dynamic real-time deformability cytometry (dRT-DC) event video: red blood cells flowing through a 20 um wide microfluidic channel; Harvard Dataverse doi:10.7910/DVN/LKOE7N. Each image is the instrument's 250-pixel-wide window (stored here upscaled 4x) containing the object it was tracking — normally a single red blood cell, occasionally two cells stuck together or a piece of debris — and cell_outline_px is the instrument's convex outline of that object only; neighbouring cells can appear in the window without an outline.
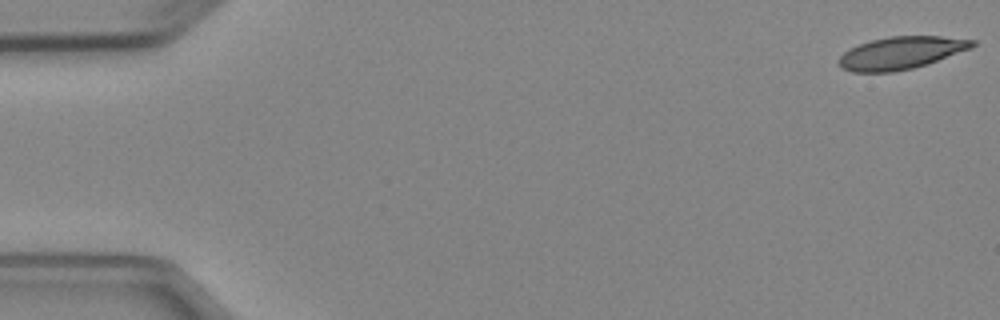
{"species": "Egyptian fruit bat (a non-hibernating species)", "species_latin": "Rousettus aegyptiacus", "temperature_condition": "cold", "stored_images_in_passage": 4, "camera_frame_rate_fps": 3000, "um_per_image_px": 0.085, "animal": {"sex": "female"}, "frame": {"image": 1, "passage_image": 1, "time_ms": 0.0, "image_size_px": [1000, 320], "cell_outline_px": [[976, 44], [972, 48], [928, 64], [912, 68], [892, 72], [852, 72], [840, 68], [836, 64], [836, 60], [844, 52], [860, 44], [872, 40], [888, 36], [940, 36], [976, 40]], "centroid_in_image_um": [76.57, 4.5], "position_along_channel_um": 8.4, "area_um2": 25.43}}
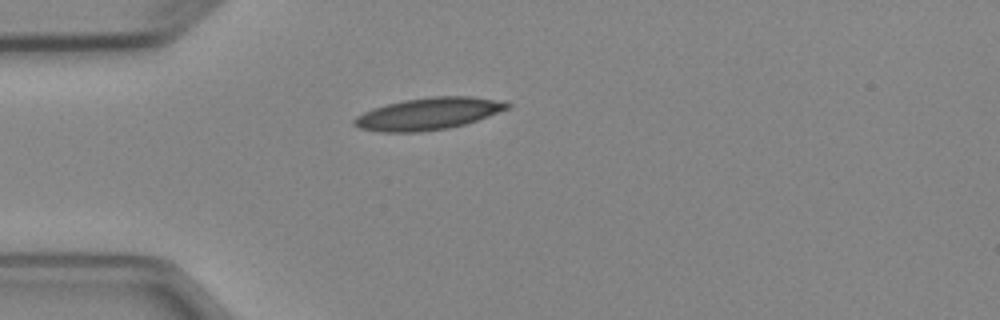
{"frame": {"image": 2, "passage_image": 4, "time_ms": 4.333, "image_size_px": [1000, 320], "cell_outline_px": [[512, 108], [464, 124], [448, 128], [420, 132], [380, 132], [360, 128], [352, 124], [352, 120], [356, 116], [372, 108], [404, 100], [432, 96], [472, 96], [512, 104]], "centroid_in_image_um": [36.38, 9.67], "position_along_channel_um": 48.6, "area_um2": 28.44}}